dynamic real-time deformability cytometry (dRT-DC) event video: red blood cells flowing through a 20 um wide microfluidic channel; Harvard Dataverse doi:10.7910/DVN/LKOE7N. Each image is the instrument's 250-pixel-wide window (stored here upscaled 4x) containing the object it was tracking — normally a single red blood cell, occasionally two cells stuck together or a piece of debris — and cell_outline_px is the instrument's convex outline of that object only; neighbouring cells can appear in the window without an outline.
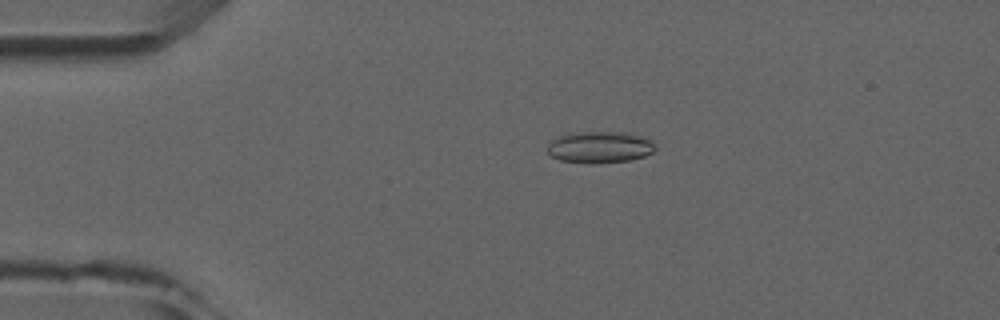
{"species": "common noctule bat (a hibernating species)", "species_latin": "Nyctalus noctula", "temperature_condition": "room temperature", "stored_images_in_passage": 5, "camera_frame_rate_fps": 3000, "um_per_image_px": 0.085, "animal": {"sex": "male", "forearm_length_mm": 52.5}, "frame": {"image": 1, "passage_image": 4, "time_ms": 3.333, "image_size_px": [1000, 320], "cell_outline_px": [[656, 148], [652, 152], [644, 156], [632, 160], [592, 164], [560, 160], [552, 156], [548, 152], [548, 144], [552, 140], [568, 132], [620, 132], [644, 136], [652, 140], [656, 144]], "centroid_in_image_um": [51.01, 12.51], "position_along_channel_um": 34.0, "area_um2": 20.06}}